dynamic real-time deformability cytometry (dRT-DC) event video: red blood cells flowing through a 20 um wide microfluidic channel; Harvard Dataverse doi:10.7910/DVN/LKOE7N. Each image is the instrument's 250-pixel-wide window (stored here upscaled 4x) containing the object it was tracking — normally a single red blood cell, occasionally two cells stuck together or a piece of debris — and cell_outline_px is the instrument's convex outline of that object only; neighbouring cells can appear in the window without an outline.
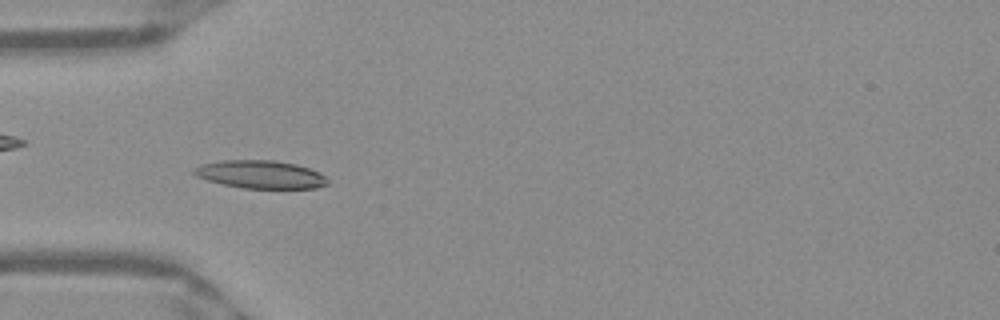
{"species": "Egyptian fruit bat (a non-hibernating species)", "species_latin": "Rousettus aegyptiacus", "temperature_condition": "warm", "stored_images_in_passage": 39, "camera_frame_rate_fps": 3000, "um_per_image_px": 0.085, "frame": {"image": 1, "passage_image": 4, "time_ms": 1.0, "image_size_px": [1000, 320], "cell_outline_px": [[328, 184], [316, 188], [244, 188], [224, 184], [208, 180], [196, 176], [192, 172], [192, 168], [200, 164], [224, 160], [272, 160], [296, 164], [320, 172], [328, 180]], "centroid_in_image_um": [22.13, 14.82], "position_along_channel_um": 62.9, "area_um2": 21.73}}
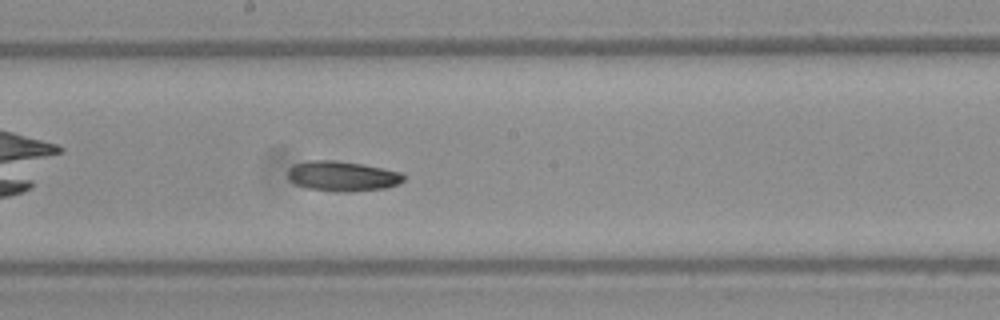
{"frame": {"image": 2, "passage_image": 16, "time_ms": 5.0, "image_size_px": [1000, 320], "cell_outline_px": [[404, 180], [400, 184], [384, 188], [352, 192], [332, 192], [308, 188], [296, 184], [288, 176], [288, 168], [296, 164], [316, 160], [336, 160], [364, 164], [384, 168], [400, 172], [404, 176]], "centroid_in_image_um": [29.14, 14.98], "position_along_channel_um": 219.1, "area_um2": 20.35}}
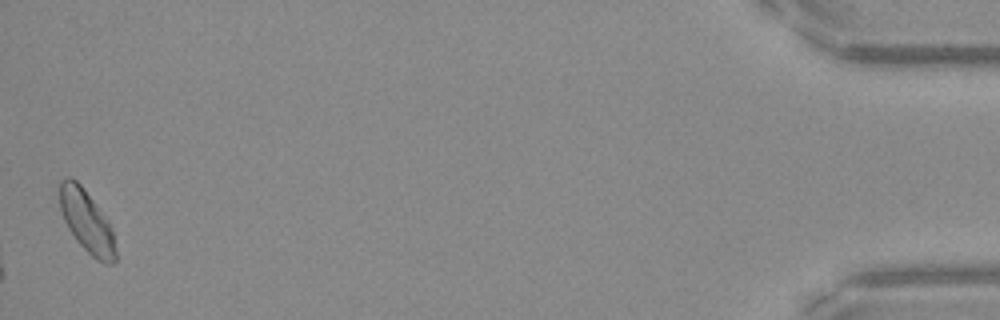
{"frame": {"image": 3, "passage_image": 39, "time_ms": 12.667, "image_size_px": [1000, 320], "cell_outline_px": [[116, 260], [112, 264], [104, 264], [96, 260], [76, 240], [68, 228], [64, 220], [60, 208], [60, 180], [68, 176], [76, 180], [80, 184], [92, 200], [112, 228], [116, 252]], "centroid_in_image_um": [7.37, 18.85], "position_along_channel_um": 427.8, "area_um2": 19.94}}